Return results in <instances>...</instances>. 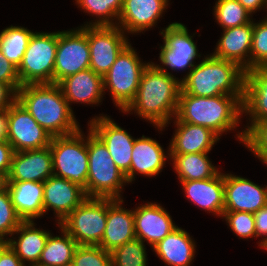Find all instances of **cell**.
I'll return each instance as SVG.
<instances>
[{
    "mask_svg": "<svg viewBox=\"0 0 267 266\" xmlns=\"http://www.w3.org/2000/svg\"><path fill=\"white\" fill-rule=\"evenodd\" d=\"M137 54L129 43L120 52L115 62L103 76L104 93L105 90H110L112 100L121 112L135 98L141 75L150 63H144Z\"/></svg>",
    "mask_w": 267,
    "mask_h": 266,
    "instance_id": "8992f818",
    "label": "cell"
},
{
    "mask_svg": "<svg viewBox=\"0 0 267 266\" xmlns=\"http://www.w3.org/2000/svg\"><path fill=\"white\" fill-rule=\"evenodd\" d=\"M88 37L90 69L104 76L120 52L130 43L126 33L117 25L79 26Z\"/></svg>",
    "mask_w": 267,
    "mask_h": 266,
    "instance_id": "30bf717a",
    "label": "cell"
},
{
    "mask_svg": "<svg viewBox=\"0 0 267 266\" xmlns=\"http://www.w3.org/2000/svg\"><path fill=\"white\" fill-rule=\"evenodd\" d=\"M58 85L71 109L72 102L97 105L103 100V77L90 68L62 79Z\"/></svg>",
    "mask_w": 267,
    "mask_h": 266,
    "instance_id": "d4e9b609",
    "label": "cell"
},
{
    "mask_svg": "<svg viewBox=\"0 0 267 266\" xmlns=\"http://www.w3.org/2000/svg\"><path fill=\"white\" fill-rule=\"evenodd\" d=\"M186 198L202 210L222 217L224 212V173L205 180L180 181Z\"/></svg>",
    "mask_w": 267,
    "mask_h": 266,
    "instance_id": "484cf974",
    "label": "cell"
},
{
    "mask_svg": "<svg viewBox=\"0 0 267 266\" xmlns=\"http://www.w3.org/2000/svg\"><path fill=\"white\" fill-rule=\"evenodd\" d=\"M23 220L17 214L9 191L4 184L0 187V239L8 240Z\"/></svg>",
    "mask_w": 267,
    "mask_h": 266,
    "instance_id": "d590c367",
    "label": "cell"
},
{
    "mask_svg": "<svg viewBox=\"0 0 267 266\" xmlns=\"http://www.w3.org/2000/svg\"><path fill=\"white\" fill-rule=\"evenodd\" d=\"M252 34L253 21L242 26L224 29L212 55L233 61L247 72L250 70Z\"/></svg>",
    "mask_w": 267,
    "mask_h": 266,
    "instance_id": "7402d4cb",
    "label": "cell"
},
{
    "mask_svg": "<svg viewBox=\"0 0 267 266\" xmlns=\"http://www.w3.org/2000/svg\"><path fill=\"white\" fill-rule=\"evenodd\" d=\"M72 263L75 266H113L110 252L98 245H78Z\"/></svg>",
    "mask_w": 267,
    "mask_h": 266,
    "instance_id": "74e56055",
    "label": "cell"
},
{
    "mask_svg": "<svg viewBox=\"0 0 267 266\" xmlns=\"http://www.w3.org/2000/svg\"><path fill=\"white\" fill-rule=\"evenodd\" d=\"M222 218L225 219L230 229L241 239L256 237L255 219L252 213L245 211H224Z\"/></svg>",
    "mask_w": 267,
    "mask_h": 266,
    "instance_id": "f35d334b",
    "label": "cell"
},
{
    "mask_svg": "<svg viewBox=\"0 0 267 266\" xmlns=\"http://www.w3.org/2000/svg\"><path fill=\"white\" fill-rule=\"evenodd\" d=\"M111 254L113 266H146L147 253L145 244L135 238L114 249Z\"/></svg>",
    "mask_w": 267,
    "mask_h": 266,
    "instance_id": "e575fe53",
    "label": "cell"
},
{
    "mask_svg": "<svg viewBox=\"0 0 267 266\" xmlns=\"http://www.w3.org/2000/svg\"><path fill=\"white\" fill-rule=\"evenodd\" d=\"M181 90L193 96H244L245 71L237 63L204 56L199 64L181 78Z\"/></svg>",
    "mask_w": 267,
    "mask_h": 266,
    "instance_id": "277c9868",
    "label": "cell"
},
{
    "mask_svg": "<svg viewBox=\"0 0 267 266\" xmlns=\"http://www.w3.org/2000/svg\"><path fill=\"white\" fill-rule=\"evenodd\" d=\"M0 266H26L7 245L0 254Z\"/></svg>",
    "mask_w": 267,
    "mask_h": 266,
    "instance_id": "f6af8a7d",
    "label": "cell"
},
{
    "mask_svg": "<svg viewBox=\"0 0 267 266\" xmlns=\"http://www.w3.org/2000/svg\"><path fill=\"white\" fill-rule=\"evenodd\" d=\"M86 198L83 188L65 178L53 175L43 182L44 214L53 210L58 225Z\"/></svg>",
    "mask_w": 267,
    "mask_h": 266,
    "instance_id": "2e32d148",
    "label": "cell"
},
{
    "mask_svg": "<svg viewBox=\"0 0 267 266\" xmlns=\"http://www.w3.org/2000/svg\"><path fill=\"white\" fill-rule=\"evenodd\" d=\"M169 0H123L117 26L128 34L143 33L157 25Z\"/></svg>",
    "mask_w": 267,
    "mask_h": 266,
    "instance_id": "d6986e66",
    "label": "cell"
},
{
    "mask_svg": "<svg viewBox=\"0 0 267 266\" xmlns=\"http://www.w3.org/2000/svg\"><path fill=\"white\" fill-rule=\"evenodd\" d=\"M4 180L0 177V187L4 185Z\"/></svg>",
    "mask_w": 267,
    "mask_h": 266,
    "instance_id": "681fc988",
    "label": "cell"
},
{
    "mask_svg": "<svg viewBox=\"0 0 267 266\" xmlns=\"http://www.w3.org/2000/svg\"><path fill=\"white\" fill-rule=\"evenodd\" d=\"M57 226L62 235L49 234L36 266H65L72 262L78 244L63 227Z\"/></svg>",
    "mask_w": 267,
    "mask_h": 266,
    "instance_id": "4dcf8cb0",
    "label": "cell"
},
{
    "mask_svg": "<svg viewBox=\"0 0 267 266\" xmlns=\"http://www.w3.org/2000/svg\"><path fill=\"white\" fill-rule=\"evenodd\" d=\"M8 245L7 240L4 239H0V254L2 252V250Z\"/></svg>",
    "mask_w": 267,
    "mask_h": 266,
    "instance_id": "c3c4849f",
    "label": "cell"
},
{
    "mask_svg": "<svg viewBox=\"0 0 267 266\" xmlns=\"http://www.w3.org/2000/svg\"><path fill=\"white\" fill-rule=\"evenodd\" d=\"M88 130V177L84 191L88 198L122 199L123 187L128 183L125 174L115 165L103 141Z\"/></svg>",
    "mask_w": 267,
    "mask_h": 266,
    "instance_id": "5b68a950",
    "label": "cell"
},
{
    "mask_svg": "<svg viewBox=\"0 0 267 266\" xmlns=\"http://www.w3.org/2000/svg\"><path fill=\"white\" fill-rule=\"evenodd\" d=\"M243 144L267 165V120L256 122L246 132Z\"/></svg>",
    "mask_w": 267,
    "mask_h": 266,
    "instance_id": "ab89813d",
    "label": "cell"
},
{
    "mask_svg": "<svg viewBox=\"0 0 267 266\" xmlns=\"http://www.w3.org/2000/svg\"><path fill=\"white\" fill-rule=\"evenodd\" d=\"M167 69L157 68L151 61L144 69L138 92L133 101L123 111L142 117L162 131L176 116L181 80Z\"/></svg>",
    "mask_w": 267,
    "mask_h": 266,
    "instance_id": "6da1fadb",
    "label": "cell"
},
{
    "mask_svg": "<svg viewBox=\"0 0 267 266\" xmlns=\"http://www.w3.org/2000/svg\"><path fill=\"white\" fill-rule=\"evenodd\" d=\"M58 32H34L17 68L21 85L53 83Z\"/></svg>",
    "mask_w": 267,
    "mask_h": 266,
    "instance_id": "ba28073f",
    "label": "cell"
},
{
    "mask_svg": "<svg viewBox=\"0 0 267 266\" xmlns=\"http://www.w3.org/2000/svg\"><path fill=\"white\" fill-rule=\"evenodd\" d=\"M15 233L19 235L18 239L8 237V246L24 264L28 261L29 266H36L51 232L36 228L33 221H23L13 232V236Z\"/></svg>",
    "mask_w": 267,
    "mask_h": 266,
    "instance_id": "f1b7e54d",
    "label": "cell"
},
{
    "mask_svg": "<svg viewBox=\"0 0 267 266\" xmlns=\"http://www.w3.org/2000/svg\"><path fill=\"white\" fill-rule=\"evenodd\" d=\"M123 199L107 198L106 228L98 245L112 252L125 243L134 240V210L123 208Z\"/></svg>",
    "mask_w": 267,
    "mask_h": 266,
    "instance_id": "44dd1931",
    "label": "cell"
},
{
    "mask_svg": "<svg viewBox=\"0 0 267 266\" xmlns=\"http://www.w3.org/2000/svg\"><path fill=\"white\" fill-rule=\"evenodd\" d=\"M152 248L168 266H190L196 253L194 240L178 226Z\"/></svg>",
    "mask_w": 267,
    "mask_h": 266,
    "instance_id": "83f0119b",
    "label": "cell"
},
{
    "mask_svg": "<svg viewBox=\"0 0 267 266\" xmlns=\"http://www.w3.org/2000/svg\"><path fill=\"white\" fill-rule=\"evenodd\" d=\"M214 17L224 29L238 27L252 22V16L237 0H217L214 6Z\"/></svg>",
    "mask_w": 267,
    "mask_h": 266,
    "instance_id": "836d02e7",
    "label": "cell"
},
{
    "mask_svg": "<svg viewBox=\"0 0 267 266\" xmlns=\"http://www.w3.org/2000/svg\"><path fill=\"white\" fill-rule=\"evenodd\" d=\"M12 204L23 221H34L44 215L43 182L5 181Z\"/></svg>",
    "mask_w": 267,
    "mask_h": 266,
    "instance_id": "4316f807",
    "label": "cell"
},
{
    "mask_svg": "<svg viewBox=\"0 0 267 266\" xmlns=\"http://www.w3.org/2000/svg\"><path fill=\"white\" fill-rule=\"evenodd\" d=\"M176 125L167 154L209 153L220 137L211 129L180 122L174 117ZM169 152V153H168Z\"/></svg>",
    "mask_w": 267,
    "mask_h": 266,
    "instance_id": "cb8c5ba5",
    "label": "cell"
},
{
    "mask_svg": "<svg viewBox=\"0 0 267 266\" xmlns=\"http://www.w3.org/2000/svg\"><path fill=\"white\" fill-rule=\"evenodd\" d=\"M267 67V17L261 22L253 21L250 69Z\"/></svg>",
    "mask_w": 267,
    "mask_h": 266,
    "instance_id": "8d00e7d4",
    "label": "cell"
},
{
    "mask_svg": "<svg viewBox=\"0 0 267 266\" xmlns=\"http://www.w3.org/2000/svg\"><path fill=\"white\" fill-rule=\"evenodd\" d=\"M52 136L16 100L8 108V142L14 152L41 149L50 145Z\"/></svg>",
    "mask_w": 267,
    "mask_h": 266,
    "instance_id": "4fadbf2b",
    "label": "cell"
},
{
    "mask_svg": "<svg viewBox=\"0 0 267 266\" xmlns=\"http://www.w3.org/2000/svg\"><path fill=\"white\" fill-rule=\"evenodd\" d=\"M0 82L8 84L16 93L22 86L17 67L5 58L0 51Z\"/></svg>",
    "mask_w": 267,
    "mask_h": 266,
    "instance_id": "60d3db41",
    "label": "cell"
},
{
    "mask_svg": "<svg viewBox=\"0 0 267 266\" xmlns=\"http://www.w3.org/2000/svg\"><path fill=\"white\" fill-rule=\"evenodd\" d=\"M267 205V185L259 186L247 178L224 174V211L254 214Z\"/></svg>",
    "mask_w": 267,
    "mask_h": 266,
    "instance_id": "9a60e30c",
    "label": "cell"
},
{
    "mask_svg": "<svg viewBox=\"0 0 267 266\" xmlns=\"http://www.w3.org/2000/svg\"><path fill=\"white\" fill-rule=\"evenodd\" d=\"M177 226L170 214L158 203L142 204L134 209L135 237L153 247Z\"/></svg>",
    "mask_w": 267,
    "mask_h": 266,
    "instance_id": "ac0fdd59",
    "label": "cell"
},
{
    "mask_svg": "<svg viewBox=\"0 0 267 266\" xmlns=\"http://www.w3.org/2000/svg\"><path fill=\"white\" fill-rule=\"evenodd\" d=\"M65 266H75V265L71 262V263H69V264H67Z\"/></svg>",
    "mask_w": 267,
    "mask_h": 266,
    "instance_id": "f907efd6",
    "label": "cell"
},
{
    "mask_svg": "<svg viewBox=\"0 0 267 266\" xmlns=\"http://www.w3.org/2000/svg\"><path fill=\"white\" fill-rule=\"evenodd\" d=\"M17 100V93L5 83L0 82V109H8Z\"/></svg>",
    "mask_w": 267,
    "mask_h": 266,
    "instance_id": "ee69618b",
    "label": "cell"
},
{
    "mask_svg": "<svg viewBox=\"0 0 267 266\" xmlns=\"http://www.w3.org/2000/svg\"><path fill=\"white\" fill-rule=\"evenodd\" d=\"M88 124L106 145L115 165L126 174L130 170L135 138L106 115L95 116Z\"/></svg>",
    "mask_w": 267,
    "mask_h": 266,
    "instance_id": "5bb4252c",
    "label": "cell"
},
{
    "mask_svg": "<svg viewBox=\"0 0 267 266\" xmlns=\"http://www.w3.org/2000/svg\"><path fill=\"white\" fill-rule=\"evenodd\" d=\"M240 2L245 9L250 12L251 14H254L255 11H259L261 9L267 8V0H237Z\"/></svg>",
    "mask_w": 267,
    "mask_h": 266,
    "instance_id": "bcb514c9",
    "label": "cell"
},
{
    "mask_svg": "<svg viewBox=\"0 0 267 266\" xmlns=\"http://www.w3.org/2000/svg\"><path fill=\"white\" fill-rule=\"evenodd\" d=\"M163 35V46H160L159 61L163 65L153 63L159 69L165 67L171 70L191 69L196 65L194 62L197 57H201L198 53L197 45L193 40V36L188 33L187 27L178 22L169 24L160 31ZM165 66V67H164Z\"/></svg>",
    "mask_w": 267,
    "mask_h": 266,
    "instance_id": "7c38bea8",
    "label": "cell"
},
{
    "mask_svg": "<svg viewBox=\"0 0 267 266\" xmlns=\"http://www.w3.org/2000/svg\"><path fill=\"white\" fill-rule=\"evenodd\" d=\"M34 32L22 26H9L0 32V51L5 58L19 67Z\"/></svg>",
    "mask_w": 267,
    "mask_h": 266,
    "instance_id": "1f68e13d",
    "label": "cell"
},
{
    "mask_svg": "<svg viewBox=\"0 0 267 266\" xmlns=\"http://www.w3.org/2000/svg\"><path fill=\"white\" fill-rule=\"evenodd\" d=\"M179 181L205 180L220 171L208 157V153L169 154Z\"/></svg>",
    "mask_w": 267,
    "mask_h": 266,
    "instance_id": "f546056e",
    "label": "cell"
},
{
    "mask_svg": "<svg viewBox=\"0 0 267 266\" xmlns=\"http://www.w3.org/2000/svg\"><path fill=\"white\" fill-rule=\"evenodd\" d=\"M107 221V198H86L59 225L78 245H99Z\"/></svg>",
    "mask_w": 267,
    "mask_h": 266,
    "instance_id": "9c48e42d",
    "label": "cell"
},
{
    "mask_svg": "<svg viewBox=\"0 0 267 266\" xmlns=\"http://www.w3.org/2000/svg\"><path fill=\"white\" fill-rule=\"evenodd\" d=\"M166 155L158 141L144 135L135 139L130 170L125 174L128 184L135 180L136 174L154 177L162 172L166 159L170 158Z\"/></svg>",
    "mask_w": 267,
    "mask_h": 266,
    "instance_id": "603a6c76",
    "label": "cell"
},
{
    "mask_svg": "<svg viewBox=\"0 0 267 266\" xmlns=\"http://www.w3.org/2000/svg\"><path fill=\"white\" fill-rule=\"evenodd\" d=\"M76 4L86 13L92 14L97 20L87 22L88 25H117L123 0H75ZM115 22H114V21Z\"/></svg>",
    "mask_w": 267,
    "mask_h": 266,
    "instance_id": "d6a6232c",
    "label": "cell"
},
{
    "mask_svg": "<svg viewBox=\"0 0 267 266\" xmlns=\"http://www.w3.org/2000/svg\"><path fill=\"white\" fill-rule=\"evenodd\" d=\"M50 150L54 176L65 178L85 190L88 151L87 137L81 129L71 135L52 137Z\"/></svg>",
    "mask_w": 267,
    "mask_h": 266,
    "instance_id": "52a82bcc",
    "label": "cell"
},
{
    "mask_svg": "<svg viewBox=\"0 0 267 266\" xmlns=\"http://www.w3.org/2000/svg\"><path fill=\"white\" fill-rule=\"evenodd\" d=\"M14 150L8 141H0V177L5 181L11 169Z\"/></svg>",
    "mask_w": 267,
    "mask_h": 266,
    "instance_id": "b9f144b4",
    "label": "cell"
},
{
    "mask_svg": "<svg viewBox=\"0 0 267 266\" xmlns=\"http://www.w3.org/2000/svg\"><path fill=\"white\" fill-rule=\"evenodd\" d=\"M253 215L255 219L256 238L264 236V238L259 242V246L265 250L267 247V205L260 208Z\"/></svg>",
    "mask_w": 267,
    "mask_h": 266,
    "instance_id": "7bdbcfd3",
    "label": "cell"
},
{
    "mask_svg": "<svg viewBox=\"0 0 267 266\" xmlns=\"http://www.w3.org/2000/svg\"><path fill=\"white\" fill-rule=\"evenodd\" d=\"M78 28V29H77ZM58 31L53 83L90 68V50L87 34L79 27Z\"/></svg>",
    "mask_w": 267,
    "mask_h": 266,
    "instance_id": "8fae6325",
    "label": "cell"
},
{
    "mask_svg": "<svg viewBox=\"0 0 267 266\" xmlns=\"http://www.w3.org/2000/svg\"><path fill=\"white\" fill-rule=\"evenodd\" d=\"M8 140V109H0V141Z\"/></svg>",
    "mask_w": 267,
    "mask_h": 266,
    "instance_id": "7dc6e473",
    "label": "cell"
},
{
    "mask_svg": "<svg viewBox=\"0 0 267 266\" xmlns=\"http://www.w3.org/2000/svg\"><path fill=\"white\" fill-rule=\"evenodd\" d=\"M17 100L52 137L81 129L58 84L22 85L17 90Z\"/></svg>",
    "mask_w": 267,
    "mask_h": 266,
    "instance_id": "7a4b0ae2",
    "label": "cell"
},
{
    "mask_svg": "<svg viewBox=\"0 0 267 266\" xmlns=\"http://www.w3.org/2000/svg\"><path fill=\"white\" fill-rule=\"evenodd\" d=\"M50 145L41 149L14 152L11 169L5 181L44 182L53 176Z\"/></svg>",
    "mask_w": 267,
    "mask_h": 266,
    "instance_id": "ffe728a7",
    "label": "cell"
},
{
    "mask_svg": "<svg viewBox=\"0 0 267 266\" xmlns=\"http://www.w3.org/2000/svg\"><path fill=\"white\" fill-rule=\"evenodd\" d=\"M243 113L249 115L247 128L236 138L244 143L246 132L256 123L267 120V67H257L245 72Z\"/></svg>",
    "mask_w": 267,
    "mask_h": 266,
    "instance_id": "e0dca14e",
    "label": "cell"
},
{
    "mask_svg": "<svg viewBox=\"0 0 267 266\" xmlns=\"http://www.w3.org/2000/svg\"><path fill=\"white\" fill-rule=\"evenodd\" d=\"M244 96H193L180 90L176 118L211 129L219 137L234 130L243 116Z\"/></svg>",
    "mask_w": 267,
    "mask_h": 266,
    "instance_id": "3957f363",
    "label": "cell"
}]
</instances>
